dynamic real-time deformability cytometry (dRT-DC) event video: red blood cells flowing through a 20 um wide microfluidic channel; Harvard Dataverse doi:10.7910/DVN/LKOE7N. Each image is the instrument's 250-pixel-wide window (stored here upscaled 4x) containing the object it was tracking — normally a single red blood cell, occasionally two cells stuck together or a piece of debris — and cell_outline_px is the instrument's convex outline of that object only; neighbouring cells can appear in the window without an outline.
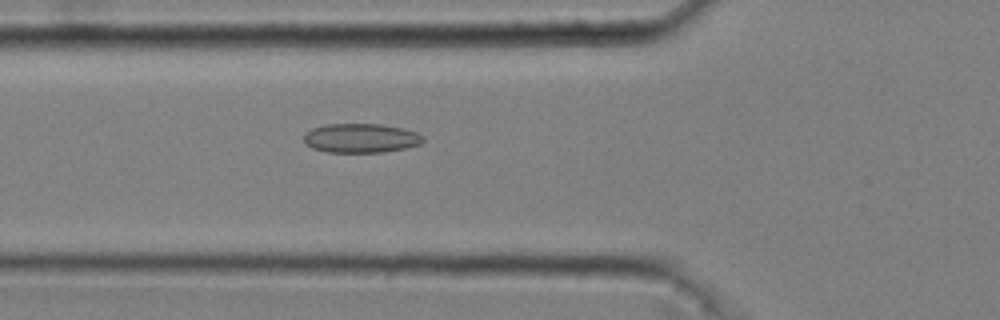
{"species": "common noctule bat (a hibernating species)", "species_latin": "Nyctalus noctula", "temperature_condition": "cold", "stored_images_in_passage": 48, "camera_frame_rate_fps": 3000, "um_per_image_px": 0.085, "animal": {"sex": "male", "body_mass_g": 20.4}, "frame": {"image": 1, "passage_image": 19, "time_ms": 6.0, "image_size_px": [1000, 320], "cell_outline_px": [[424, 140], [420, 144], [404, 148], [384, 152], [324, 152], [312, 148], [304, 144], [304, 136], [312, 128], [324, 124], [380, 124], [404, 128], [416, 132], [424, 136]], "centroid_in_image_um": [30.67, 11.74], "position_along_channel_um": 95.1, "area_um2": 20.4}}
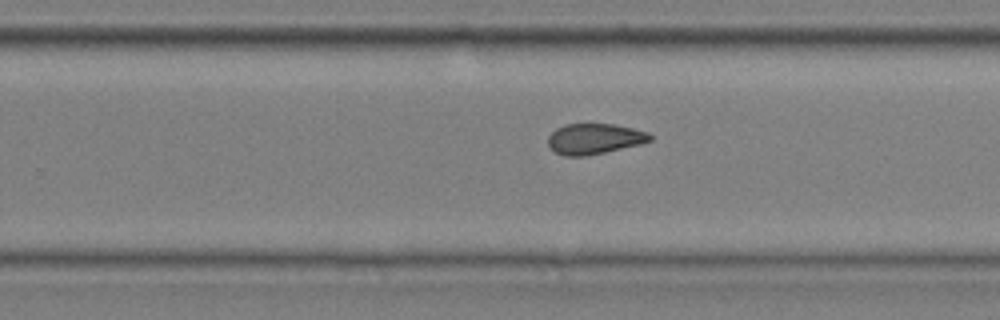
{"frame": {"image": 2, "passage_image": 34, "time_ms": 11.0, "image_size_px": [1000, 320], "cell_outline_px": [[652, 140], [640, 144], [604, 152], [584, 156], [564, 156], [556, 152], [548, 144], [548, 136], [556, 128], [564, 124], [616, 124], [648, 132], [652, 136]], "centroid_in_image_um": [50.52, 11.79], "position_along_channel_um": 279.3, "area_um2": 18.09}}
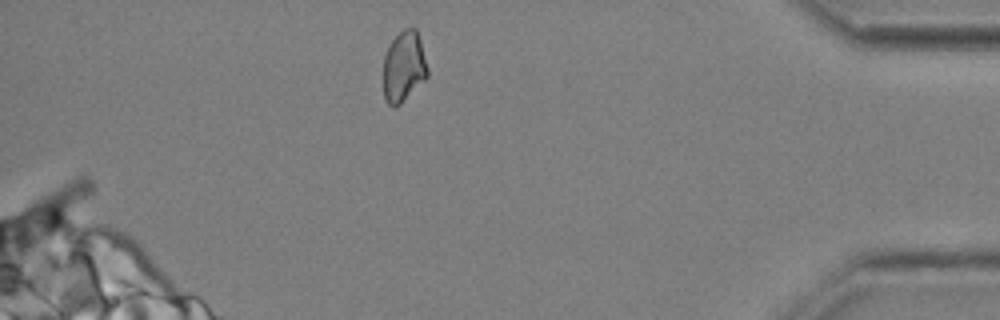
{"frame": {"image": 3, "passage_image": 47, "time_ms": 15.333, "image_size_px": [1000, 320], "cell_outline_px": [[428, 76], [396, 108], [392, 108], [384, 100], [384, 56], [388, 44], [404, 28], [416, 28], [420, 40], [428, 68]], "centroid_in_image_um": [34.31, 5.68], "position_along_channel_um": 400.9, "area_um2": 18.26}, "authors_computed_cell_mechanics": {"area_um2": 19.0451, "velocity_mm_per_s": 3.6801, "shape_relaxation_time_tau1_ms": null, "shape_relaxation_time_tau2_ms": 2.4888, "deformation_change_tau1": null, "deformation_change_tau2": 0.0745}}